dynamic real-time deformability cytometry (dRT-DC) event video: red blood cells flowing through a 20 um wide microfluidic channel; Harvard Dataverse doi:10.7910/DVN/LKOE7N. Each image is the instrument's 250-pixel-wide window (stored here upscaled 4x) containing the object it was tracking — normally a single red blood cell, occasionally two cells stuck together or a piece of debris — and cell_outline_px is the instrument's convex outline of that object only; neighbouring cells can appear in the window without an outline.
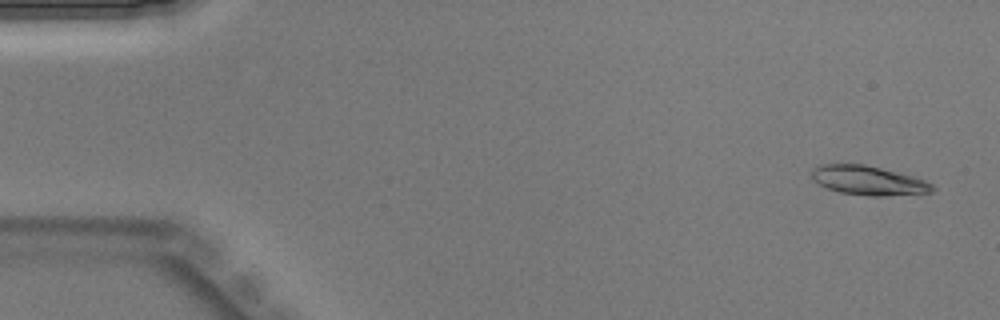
{"species": "Egyptian fruit bat (a non-hibernating species)", "species_latin": "Rousettus aegyptiacus", "temperature_condition": "warm", "stored_images_in_passage": 8, "camera_frame_rate_fps": 3000, "um_per_image_px": 0.085, "animal": {"sex": "male"}, "frame": {"image": 1, "passage_image": 2, "time_ms": 0.333, "image_size_px": [1000, 320], "cell_outline_px": [[936, 188], [932, 192], [884, 196], [868, 196], [840, 192], [828, 188], [812, 180], [812, 168], [820, 164], [864, 164], [912, 176], [924, 180], [932, 184]], "centroid_in_image_um": [73.79, 15.34], "position_along_channel_um": 11.2, "area_um2": 20.4}}